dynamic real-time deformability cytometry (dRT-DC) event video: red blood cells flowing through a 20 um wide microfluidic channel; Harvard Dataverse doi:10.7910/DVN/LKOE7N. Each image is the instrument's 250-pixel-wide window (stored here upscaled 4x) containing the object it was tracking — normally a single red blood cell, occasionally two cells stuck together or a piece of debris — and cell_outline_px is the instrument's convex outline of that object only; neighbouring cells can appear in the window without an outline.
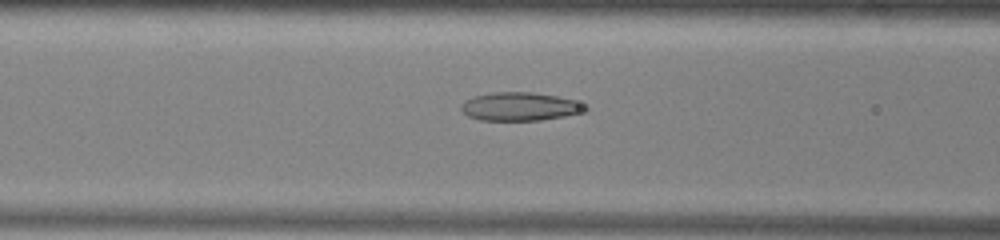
{"species": "common noctule bat (a hibernating species)", "species_latin": "Nyctalus noctula", "temperature_condition": "warm", "stored_images_in_passage": 51, "camera_frame_rate_fps": 3000, "um_per_image_px": 0.085, "animal": {"sex": "male", "body_mass_g": 13.0, "forearm_length_mm": 53.1}, "frame": {"image": 1, "passage_image": 20, "time_ms": 6.333, "image_size_px": [1000, 240], "cell_outline_px": [[588, 112], [540, 120], [480, 120], [468, 116], [460, 108], [464, 100], [472, 96], [496, 92], [532, 92], [556, 96], [572, 100], [588, 108]], "centroid_in_image_um": [44.17, 9.06], "position_along_channel_um": 122.4, "area_um2": 20.4}}
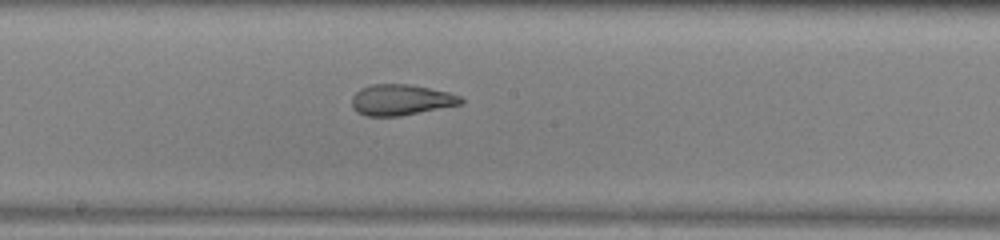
{"frame": {"image": 2, "passage_image": 27, "time_ms": 8.667, "image_size_px": [1000, 240], "cell_outline_px": [[464, 100], [460, 104], [400, 116], [364, 116], [356, 112], [352, 108], [352, 96], [360, 88], [372, 84], [408, 84], [448, 92], [460, 96]], "centroid_in_image_um": [34.02, 8.49], "position_along_channel_um": 214.2, "area_um2": 19.54}}
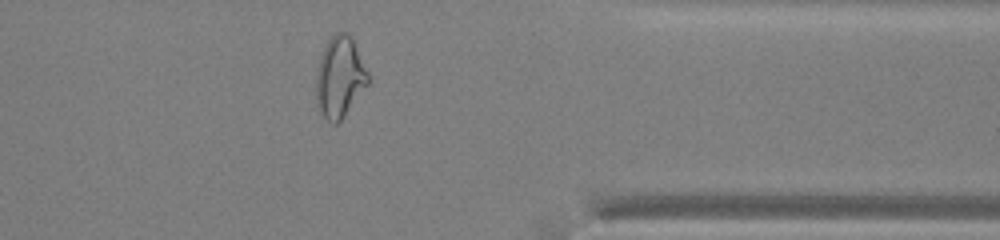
{"frame": {"image": 3, "passage_image": 41, "time_ms": 13.333, "image_size_px": [1000, 240], "cell_outline_px": [[368, 84], [344, 116], [336, 124], [332, 124], [324, 116], [316, 104], [316, 68], [324, 48], [328, 40], [336, 32], [348, 32], [368, 72]], "centroid_in_image_um": [28.85, 6.56], "position_along_channel_um": 382.5, "area_um2": 24.16}, "authors_computed_cell_mechanics": {"area_um2": 24.276, "velocity_mm_per_s": 3.9313, "shape_relaxation_time_tau1_ms": null, "shape_relaxation_time_tau2_ms": 0.9025, "deformation_change_tau1": null, "deformation_change_tau2": 0.0838}}